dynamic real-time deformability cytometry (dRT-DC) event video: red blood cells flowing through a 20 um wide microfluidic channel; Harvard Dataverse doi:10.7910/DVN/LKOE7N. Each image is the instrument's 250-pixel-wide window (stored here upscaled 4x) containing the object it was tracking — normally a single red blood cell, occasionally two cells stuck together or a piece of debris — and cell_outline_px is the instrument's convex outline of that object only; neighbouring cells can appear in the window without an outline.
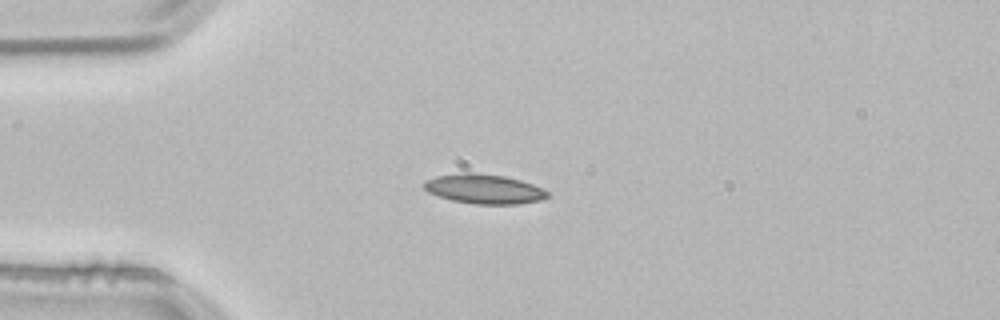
{"species": "common noctule bat (a hibernating species)", "species_latin": "Nyctalus noctula", "temperature_condition": "room temperature", "stored_images_in_passage": 1, "camera_frame_rate_fps": 3000, "um_per_image_px": 0.085, "animal": {"sex": "male", "body_mass_g": 21.5, "forearm_length_mm": 52.0}, "frame": {"image": 1, "passage_image": 1, "time_ms": 0.0, "image_size_px": [1000, 320], "cell_outline_px": [[548, 196], [540, 200], [516, 204], [476, 204], [452, 200], [428, 192], [424, 188], [424, 180], [436, 176], [464, 172], [468, 172], [504, 176], [520, 180], [532, 184], [548, 192]], "centroid_in_image_um": [41.11, 16.06], "position_along_channel_um": 43.9, "area_um2": 20.98}}